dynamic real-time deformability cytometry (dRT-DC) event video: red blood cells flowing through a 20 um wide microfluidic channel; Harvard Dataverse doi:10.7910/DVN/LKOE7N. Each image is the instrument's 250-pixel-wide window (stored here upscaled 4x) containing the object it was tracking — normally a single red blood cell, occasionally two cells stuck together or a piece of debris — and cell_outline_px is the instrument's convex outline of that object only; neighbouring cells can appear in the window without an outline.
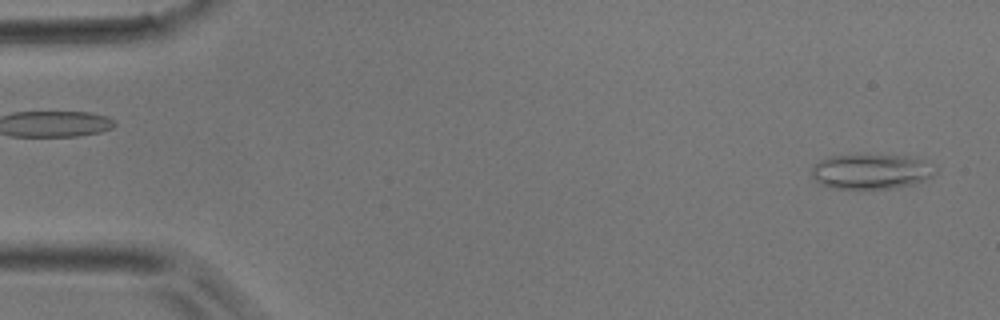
{"species": "common noctule bat (a hibernating species)", "species_latin": "Nyctalus noctula", "temperature_condition": "room temperature", "stored_images_in_passage": 43, "camera_frame_rate_fps": 3000, "um_per_image_px": 0.085, "animal": {"sex": "male", "body_mass_g": 17.9}, "frame": {"image": 1, "passage_image": 1, "time_ms": 0.0, "image_size_px": [1000, 320], "cell_outline_px": [[936, 172], [932, 176], [924, 180], [912, 184], [896, 188], [832, 188], [820, 184], [812, 176], [812, 168], [820, 160], [828, 156], [908, 156], [924, 160]], "centroid_in_image_um": [74.02, 14.59], "position_along_channel_um": 11.0, "area_um2": 24.62}}
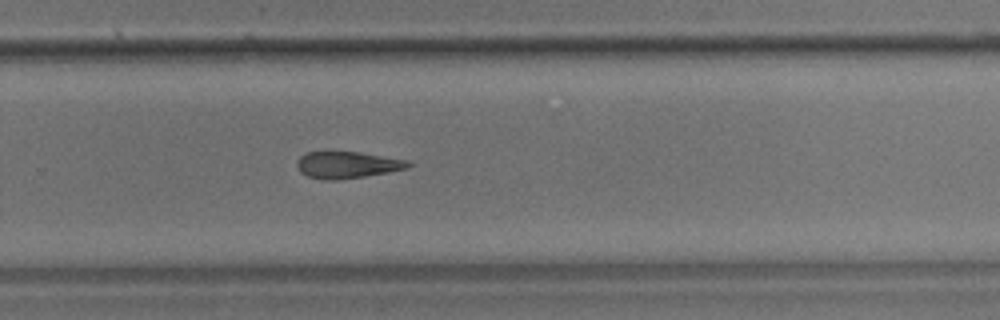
{"frame": {"image": 2, "passage_image": 28, "time_ms": 9.0, "image_size_px": [1000, 320], "cell_outline_px": [[412, 164], [408, 168], [388, 172], [364, 176], [336, 180], [324, 180], [308, 176], [300, 172], [296, 164], [300, 156], [304, 152], [360, 152], [408, 160]], "centroid_in_image_um": [29.51, 14.01], "position_along_channel_um": 300.3, "area_um2": 17.28}}
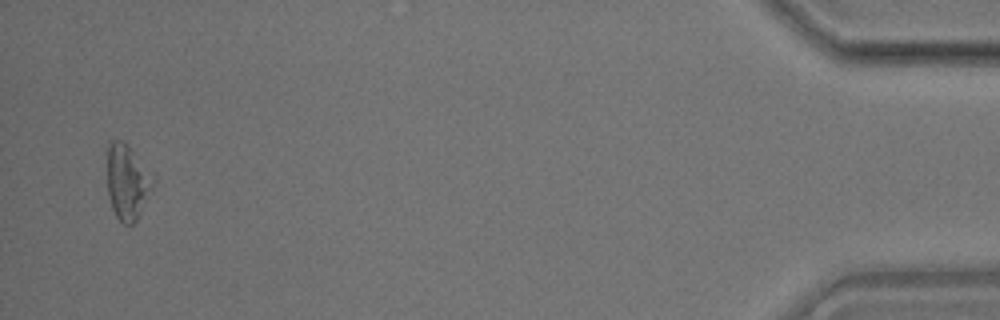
{"frame": {"image": 3, "passage_image": 42, "time_ms": 13.667, "image_size_px": [1000, 320], "cell_outline_px": [[156, 180], [136, 220], [132, 224], [124, 224], [116, 216], [112, 208], [108, 196], [108, 140], [124, 140], [128, 144]], "centroid_in_image_um": [10.81, 15.43], "position_along_channel_um": 424.4, "area_um2": 19.88}}